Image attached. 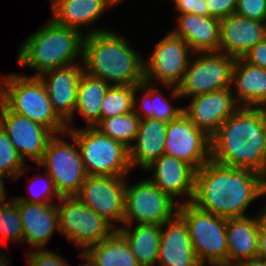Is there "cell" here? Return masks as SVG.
<instances>
[{"label":"cell","instance_id":"obj_33","mask_svg":"<svg viewBox=\"0 0 266 266\" xmlns=\"http://www.w3.org/2000/svg\"><path fill=\"white\" fill-rule=\"evenodd\" d=\"M28 169L29 165L25 164L7 133L0 126V173L9 177V180L16 181L21 175L28 172Z\"/></svg>","mask_w":266,"mask_h":266},{"label":"cell","instance_id":"obj_44","mask_svg":"<svg viewBox=\"0 0 266 266\" xmlns=\"http://www.w3.org/2000/svg\"><path fill=\"white\" fill-rule=\"evenodd\" d=\"M79 257L86 259L85 263L81 266H98L94 259L85 251H82Z\"/></svg>","mask_w":266,"mask_h":266},{"label":"cell","instance_id":"obj_2","mask_svg":"<svg viewBox=\"0 0 266 266\" xmlns=\"http://www.w3.org/2000/svg\"><path fill=\"white\" fill-rule=\"evenodd\" d=\"M266 149V108L240 107L211 138V160L261 173Z\"/></svg>","mask_w":266,"mask_h":266},{"label":"cell","instance_id":"obj_30","mask_svg":"<svg viewBox=\"0 0 266 266\" xmlns=\"http://www.w3.org/2000/svg\"><path fill=\"white\" fill-rule=\"evenodd\" d=\"M141 91L144 94L141 105H134V113L140 118H154L160 121L169 122L178 118L183 113V107L174 106L162 95V92L153 84L142 82ZM160 93V94H159ZM143 115H141V112Z\"/></svg>","mask_w":266,"mask_h":266},{"label":"cell","instance_id":"obj_26","mask_svg":"<svg viewBox=\"0 0 266 266\" xmlns=\"http://www.w3.org/2000/svg\"><path fill=\"white\" fill-rule=\"evenodd\" d=\"M52 20L62 26L82 31L112 8L106 0H50ZM84 26V27H83ZM88 26V27H87Z\"/></svg>","mask_w":266,"mask_h":266},{"label":"cell","instance_id":"obj_46","mask_svg":"<svg viewBox=\"0 0 266 266\" xmlns=\"http://www.w3.org/2000/svg\"><path fill=\"white\" fill-rule=\"evenodd\" d=\"M3 253L4 252H2V250H1V252H0V266H9V265H11V264H9L10 260L9 261L7 260L8 252L7 253L5 252V254H3Z\"/></svg>","mask_w":266,"mask_h":266},{"label":"cell","instance_id":"obj_41","mask_svg":"<svg viewBox=\"0 0 266 266\" xmlns=\"http://www.w3.org/2000/svg\"><path fill=\"white\" fill-rule=\"evenodd\" d=\"M257 257L266 261V224L260 221Z\"/></svg>","mask_w":266,"mask_h":266},{"label":"cell","instance_id":"obj_1","mask_svg":"<svg viewBox=\"0 0 266 266\" xmlns=\"http://www.w3.org/2000/svg\"><path fill=\"white\" fill-rule=\"evenodd\" d=\"M265 183L250 168L223 166L212 160L196 170L191 203L225 218L245 217L250 204L262 197Z\"/></svg>","mask_w":266,"mask_h":266},{"label":"cell","instance_id":"obj_42","mask_svg":"<svg viewBox=\"0 0 266 266\" xmlns=\"http://www.w3.org/2000/svg\"><path fill=\"white\" fill-rule=\"evenodd\" d=\"M232 266H266V261L259 257H255L238 261Z\"/></svg>","mask_w":266,"mask_h":266},{"label":"cell","instance_id":"obj_4","mask_svg":"<svg viewBox=\"0 0 266 266\" xmlns=\"http://www.w3.org/2000/svg\"><path fill=\"white\" fill-rule=\"evenodd\" d=\"M84 37L81 31L59 25L50 19L30 33L20 46L17 59L20 64L36 72L32 76H39L82 59Z\"/></svg>","mask_w":266,"mask_h":266},{"label":"cell","instance_id":"obj_29","mask_svg":"<svg viewBox=\"0 0 266 266\" xmlns=\"http://www.w3.org/2000/svg\"><path fill=\"white\" fill-rule=\"evenodd\" d=\"M85 252L98 266H140L129 244L117 230Z\"/></svg>","mask_w":266,"mask_h":266},{"label":"cell","instance_id":"obj_23","mask_svg":"<svg viewBox=\"0 0 266 266\" xmlns=\"http://www.w3.org/2000/svg\"><path fill=\"white\" fill-rule=\"evenodd\" d=\"M231 91L239 107L266 108V70L243 58L236 59Z\"/></svg>","mask_w":266,"mask_h":266},{"label":"cell","instance_id":"obj_17","mask_svg":"<svg viewBox=\"0 0 266 266\" xmlns=\"http://www.w3.org/2000/svg\"><path fill=\"white\" fill-rule=\"evenodd\" d=\"M183 113L208 137L212 138L221 124L240 107L234 100L231 88L221 89L191 97Z\"/></svg>","mask_w":266,"mask_h":266},{"label":"cell","instance_id":"obj_25","mask_svg":"<svg viewBox=\"0 0 266 266\" xmlns=\"http://www.w3.org/2000/svg\"><path fill=\"white\" fill-rule=\"evenodd\" d=\"M253 216L227 218L228 266L257 257L261 216Z\"/></svg>","mask_w":266,"mask_h":266},{"label":"cell","instance_id":"obj_24","mask_svg":"<svg viewBox=\"0 0 266 266\" xmlns=\"http://www.w3.org/2000/svg\"><path fill=\"white\" fill-rule=\"evenodd\" d=\"M168 122L154 118L140 119L135 142L129 147V162L132 170H142L164 154Z\"/></svg>","mask_w":266,"mask_h":266},{"label":"cell","instance_id":"obj_28","mask_svg":"<svg viewBox=\"0 0 266 266\" xmlns=\"http://www.w3.org/2000/svg\"><path fill=\"white\" fill-rule=\"evenodd\" d=\"M109 87L104 80L83 72L77 87L74 115L78 113L87 122L86 127H95L101 121V104Z\"/></svg>","mask_w":266,"mask_h":266},{"label":"cell","instance_id":"obj_6","mask_svg":"<svg viewBox=\"0 0 266 266\" xmlns=\"http://www.w3.org/2000/svg\"><path fill=\"white\" fill-rule=\"evenodd\" d=\"M178 215L188 227L200 264L206 266L208 261L212 266H228L227 218L203 211L192 203L180 204Z\"/></svg>","mask_w":266,"mask_h":266},{"label":"cell","instance_id":"obj_35","mask_svg":"<svg viewBox=\"0 0 266 266\" xmlns=\"http://www.w3.org/2000/svg\"><path fill=\"white\" fill-rule=\"evenodd\" d=\"M38 180V183L36 182ZM31 186H34L37 184H39V181H41L42 184H44L41 187H38V191H37V187H35L36 191H30L29 194H31V198L29 197H23V196H14L16 197V199L18 201H23V202H28V203H36V204H50V203H54L55 200L54 199H60L61 196L59 195L58 191L56 190L54 181L52 180V178L49 176V174L45 171L44 173V178L41 177V175H36L35 177L31 178ZM41 184V185H42ZM30 186V187H31ZM40 186V185H38ZM34 190V189H33ZM32 192V193H31ZM35 193V194H34ZM34 194V195H32Z\"/></svg>","mask_w":266,"mask_h":266},{"label":"cell","instance_id":"obj_14","mask_svg":"<svg viewBox=\"0 0 266 266\" xmlns=\"http://www.w3.org/2000/svg\"><path fill=\"white\" fill-rule=\"evenodd\" d=\"M164 154L182 160L198 170L211 160V138L182 113L168 122Z\"/></svg>","mask_w":266,"mask_h":266},{"label":"cell","instance_id":"obj_19","mask_svg":"<svg viewBox=\"0 0 266 266\" xmlns=\"http://www.w3.org/2000/svg\"><path fill=\"white\" fill-rule=\"evenodd\" d=\"M266 39V22L231 14L220 20L219 52L242 58L257 43Z\"/></svg>","mask_w":266,"mask_h":266},{"label":"cell","instance_id":"obj_18","mask_svg":"<svg viewBox=\"0 0 266 266\" xmlns=\"http://www.w3.org/2000/svg\"><path fill=\"white\" fill-rule=\"evenodd\" d=\"M144 170L147 172L153 170V178L150 177L149 180L174 200L182 195L187 198L185 201L178 200L179 204L191 203L196 174L193 166L173 156L163 154Z\"/></svg>","mask_w":266,"mask_h":266},{"label":"cell","instance_id":"obj_31","mask_svg":"<svg viewBox=\"0 0 266 266\" xmlns=\"http://www.w3.org/2000/svg\"><path fill=\"white\" fill-rule=\"evenodd\" d=\"M139 92L141 93V84L110 86L102 100L101 120L132 112L136 101L139 100Z\"/></svg>","mask_w":266,"mask_h":266},{"label":"cell","instance_id":"obj_37","mask_svg":"<svg viewBox=\"0 0 266 266\" xmlns=\"http://www.w3.org/2000/svg\"><path fill=\"white\" fill-rule=\"evenodd\" d=\"M235 14L266 22V0H237Z\"/></svg>","mask_w":266,"mask_h":266},{"label":"cell","instance_id":"obj_22","mask_svg":"<svg viewBox=\"0 0 266 266\" xmlns=\"http://www.w3.org/2000/svg\"><path fill=\"white\" fill-rule=\"evenodd\" d=\"M176 28L170 32L182 38L195 53L218 52L220 45V20L190 13L178 15Z\"/></svg>","mask_w":266,"mask_h":266},{"label":"cell","instance_id":"obj_45","mask_svg":"<svg viewBox=\"0 0 266 266\" xmlns=\"http://www.w3.org/2000/svg\"><path fill=\"white\" fill-rule=\"evenodd\" d=\"M261 196H266V185L265 187L263 188V191H262V195ZM266 201V200H265ZM262 210L259 211L258 213L260 214L261 216V220L263 223L266 224V202L264 203L263 207L261 208Z\"/></svg>","mask_w":266,"mask_h":266},{"label":"cell","instance_id":"obj_38","mask_svg":"<svg viewBox=\"0 0 266 266\" xmlns=\"http://www.w3.org/2000/svg\"><path fill=\"white\" fill-rule=\"evenodd\" d=\"M208 16L223 19L235 13L237 0H206Z\"/></svg>","mask_w":266,"mask_h":266},{"label":"cell","instance_id":"obj_40","mask_svg":"<svg viewBox=\"0 0 266 266\" xmlns=\"http://www.w3.org/2000/svg\"><path fill=\"white\" fill-rule=\"evenodd\" d=\"M242 58L247 63L266 70V39L257 43Z\"/></svg>","mask_w":266,"mask_h":266},{"label":"cell","instance_id":"obj_47","mask_svg":"<svg viewBox=\"0 0 266 266\" xmlns=\"http://www.w3.org/2000/svg\"><path fill=\"white\" fill-rule=\"evenodd\" d=\"M260 175L262 176V179L266 185V149H265V152H264V160H263V170L262 172L260 173Z\"/></svg>","mask_w":266,"mask_h":266},{"label":"cell","instance_id":"obj_43","mask_svg":"<svg viewBox=\"0 0 266 266\" xmlns=\"http://www.w3.org/2000/svg\"><path fill=\"white\" fill-rule=\"evenodd\" d=\"M3 178H7L9 179V177H7L6 175H4L3 173H0V205L1 204H4L6 202H9V201H5V200H8L6 199L7 198V192H6V189H5V185H4V180Z\"/></svg>","mask_w":266,"mask_h":266},{"label":"cell","instance_id":"obj_27","mask_svg":"<svg viewBox=\"0 0 266 266\" xmlns=\"http://www.w3.org/2000/svg\"><path fill=\"white\" fill-rule=\"evenodd\" d=\"M130 227V228H129ZM140 266H155L159 256L161 225L137 224L118 226Z\"/></svg>","mask_w":266,"mask_h":266},{"label":"cell","instance_id":"obj_15","mask_svg":"<svg viewBox=\"0 0 266 266\" xmlns=\"http://www.w3.org/2000/svg\"><path fill=\"white\" fill-rule=\"evenodd\" d=\"M0 126L25 163L28 159L37 165L43 158L49 140L54 136L46 127L12 112L1 100Z\"/></svg>","mask_w":266,"mask_h":266},{"label":"cell","instance_id":"obj_39","mask_svg":"<svg viewBox=\"0 0 266 266\" xmlns=\"http://www.w3.org/2000/svg\"><path fill=\"white\" fill-rule=\"evenodd\" d=\"M177 14H195L208 16L206 0H173Z\"/></svg>","mask_w":266,"mask_h":266},{"label":"cell","instance_id":"obj_3","mask_svg":"<svg viewBox=\"0 0 266 266\" xmlns=\"http://www.w3.org/2000/svg\"><path fill=\"white\" fill-rule=\"evenodd\" d=\"M118 32L89 28L83 41V71L110 86L140 85L144 82V58Z\"/></svg>","mask_w":266,"mask_h":266},{"label":"cell","instance_id":"obj_20","mask_svg":"<svg viewBox=\"0 0 266 266\" xmlns=\"http://www.w3.org/2000/svg\"><path fill=\"white\" fill-rule=\"evenodd\" d=\"M11 199L18 205L23 242L28 243L33 250H44L55 230H60L56 203L36 204L18 201L14 197Z\"/></svg>","mask_w":266,"mask_h":266},{"label":"cell","instance_id":"obj_36","mask_svg":"<svg viewBox=\"0 0 266 266\" xmlns=\"http://www.w3.org/2000/svg\"><path fill=\"white\" fill-rule=\"evenodd\" d=\"M28 266H71L59 255L48 249L27 250L25 252Z\"/></svg>","mask_w":266,"mask_h":266},{"label":"cell","instance_id":"obj_8","mask_svg":"<svg viewBox=\"0 0 266 266\" xmlns=\"http://www.w3.org/2000/svg\"><path fill=\"white\" fill-rule=\"evenodd\" d=\"M195 55V58L190 59L184 78L177 87L163 85L164 88L170 89L172 100L231 88L235 58L219 51Z\"/></svg>","mask_w":266,"mask_h":266},{"label":"cell","instance_id":"obj_48","mask_svg":"<svg viewBox=\"0 0 266 266\" xmlns=\"http://www.w3.org/2000/svg\"><path fill=\"white\" fill-rule=\"evenodd\" d=\"M125 0H106V2L113 8V6H117L121 4Z\"/></svg>","mask_w":266,"mask_h":266},{"label":"cell","instance_id":"obj_5","mask_svg":"<svg viewBox=\"0 0 266 266\" xmlns=\"http://www.w3.org/2000/svg\"><path fill=\"white\" fill-rule=\"evenodd\" d=\"M0 100L12 111L49 129L54 135L67 132V124L53 110L38 76L7 74L0 79Z\"/></svg>","mask_w":266,"mask_h":266},{"label":"cell","instance_id":"obj_10","mask_svg":"<svg viewBox=\"0 0 266 266\" xmlns=\"http://www.w3.org/2000/svg\"><path fill=\"white\" fill-rule=\"evenodd\" d=\"M56 206L60 234L79 250L86 251L116 230L76 196L61 197Z\"/></svg>","mask_w":266,"mask_h":266},{"label":"cell","instance_id":"obj_11","mask_svg":"<svg viewBox=\"0 0 266 266\" xmlns=\"http://www.w3.org/2000/svg\"><path fill=\"white\" fill-rule=\"evenodd\" d=\"M125 188V212L123 225L159 224L173 219L178 214L179 203L162 192L149 179ZM134 221V222H133Z\"/></svg>","mask_w":266,"mask_h":266},{"label":"cell","instance_id":"obj_9","mask_svg":"<svg viewBox=\"0 0 266 266\" xmlns=\"http://www.w3.org/2000/svg\"><path fill=\"white\" fill-rule=\"evenodd\" d=\"M60 135H69L73 143ZM37 165L49 174L61 197L76 196L87 177L76 140L68 132L55 134L49 140Z\"/></svg>","mask_w":266,"mask_h":266},{"label":"cell","instance_id":"obj_21","mask_svg":"<svg viewBox=\"0 0 266 266\" xmlns=\"http://www.w3.org/2000/svg\"><path fill=\"white\" fill-rule=\"evenodd\" d=\"M157 264L160 266H202L193 251L188 227L178 214L161 225Z\"/></svg>","mask_w":266,"mask_h":266},{"label":"cell","instance_id":"obj_7","mask_svg":"<svg viewBox=\"0 0 266 266\" xmlns=\"http://www.w3.org/2000/svg\"><path fill=\"white\" fill-rule=\"evenodd\" d=\"M87 175L126 176L131 173L129 148L102 134L95 127L72 128Z\"/></svg>","mask_w":266,"mask_h":266},{"label":"cell","instance_id":"obj_34","mask_svg":"<svg viewBox=\"0 0 266 266\" xmlns=\"http://www.w3.org/2000/svg\"><path fill=\"white\" fill-rule=\"evenodd\" d=\"M9 200L0 205V247L4 241H12L14 244L23 242V226L18 205L11 198Z\"/></svg>","mask_w":266,"mask_h":266},{"label":"cell","instance_id":"obj_32","mask_svg":"<svg viewBox=\"0 0 266 266\" xmlns=\"http://www.w3.org/2000/svg\"><path fill=\"white\" fill-rule=\"evenodd\" d=\"M139 122L140 118L132 111L123 115L102 119L95 128L102 134L121 142L129 148L135 140Z\"/></svg>","mask_w":266,"mask_h":266},{"label":"cell","instance_id":"obj_12","mask_svg":"<svg viewBox=\"0 0 266 266\" xmlns=\"http://www.w3.org/2000/svg\"><path fill=\"white\" fill-rule=\"evenodd\" d=\"M153 52V53H152ZM151 56L144 60V81L150 84L174 85L183 80L192 50L179 37L168 32L154 47Z\"/></svg>","mask_w":266,"mask_h":266},{"label":"cell","instance_id":"obj_13","mask_svg":"<svg viewBox=\"0 0 266 266\" xmlns=\"http://www.w3.org/2000/svg\"><path fill=\"white\" fill-rule=\"evenodd\" d=\"M127 176L87 175L76 197L116 230L123 223Z\"/></svg>","mask_w":266,"mask_h":266},{"label":"cell","instance_id":"obj_16","mask_svg":"<svg viewBox=\"0 0 266 266\" xmlns=\"http://www.w3.org/2000/svg\"><path fill=\"white\" fill-rule=\"evenodd\" d=\"M80 63L58 67L40 74L53 110L72 129L74 110L77 101V87L83 74L82 59Z\"/></svg>","mask_w":266,"mask_h":266}]
</instances>
